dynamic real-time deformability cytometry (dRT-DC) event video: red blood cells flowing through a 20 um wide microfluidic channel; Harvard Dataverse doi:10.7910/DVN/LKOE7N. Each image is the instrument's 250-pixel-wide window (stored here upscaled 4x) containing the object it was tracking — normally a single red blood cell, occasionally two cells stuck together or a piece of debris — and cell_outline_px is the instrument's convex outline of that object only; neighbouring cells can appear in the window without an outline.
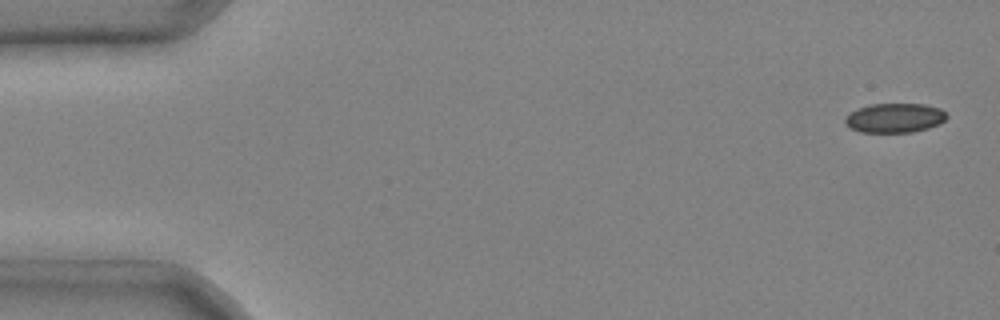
{"species": "common noctule bat (a hibernating species)", "species_latin": "Nyctalus noctula", "temperature_condition": "cold", "stored_images_in_passage": 4, "segment_of_instrument_passage": [1, 2], "camera_frame_rate_fps": 3000, "um_per_image_px": 0.085, "animal": {"sex": "male", "body_mass_g": 20.4}, "frame": {"image": 1, "passage_image": 1, "time_ms": 0.0, "image_size_px": [1000, 320], "cell_outline_px": [[948, 116], [940, 124], [928, 128], [912, 132], [860, 132], [844, 124], [844, 120], [848, 112], [872, 104], [924, 104], [940, 108]], "centroid_in_image_um": [76.04, 10.02], "position_along_channel_um": 9.0, "area_um2": 17.4}}